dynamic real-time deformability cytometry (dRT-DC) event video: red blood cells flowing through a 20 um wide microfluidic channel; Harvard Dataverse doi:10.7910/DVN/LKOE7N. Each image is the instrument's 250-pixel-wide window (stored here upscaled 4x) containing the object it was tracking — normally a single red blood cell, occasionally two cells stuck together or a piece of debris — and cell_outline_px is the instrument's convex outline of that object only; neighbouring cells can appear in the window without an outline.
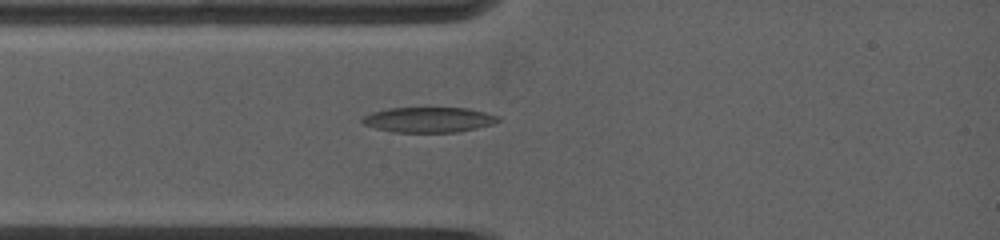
{"species": "common noctule bat (a hibernating species)", "species_latin": "Nyctalus noctula", "temperature_condition": "warm", "stored_images_in_passage": 30, "camera_frame_rate_fps": 5000, "um_per_image_px": 0.085, "animal": {"sex": "female", "body_mass_g": 19.0, "forearm_length_mm": 53.3}, "frame": {"image": 1, "passage_image": 3, "time_ms": 1.4, "image_size_px": [1000, 240], "cell_outline_px": [[500, 120], [492, 124], [476, 128], [456, 132], [392, 132], [376, 128], [364, 124], [360, 120], [364, 116], [372, 112], [388, 108], [468, 108], [500, 116]], "centroid_in_image_um": [36.44, 10.17], "position_along_channel_um": 48.6, "area_um2": 19.88}}
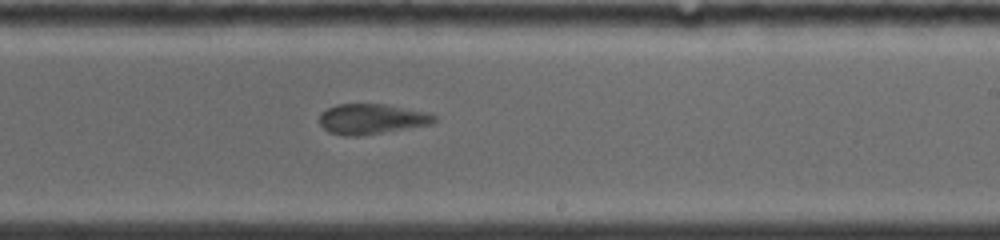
{"frame": {"image": 2, "passage_image": 11, "time_ms": 6.8, "image_size_px": [1000, 240], "cell_outline_px": [[436, 120], [432, 124], [360, 136], [344, 136], [328, 132], [320, 124], [320, 112], [336, 104], [384, 104], [428, 112], [436, 116]], "centroid_in_image_um": [31.57, 10.11], "position_along_channel_um": 257.4, "area_um2": 20.29}}
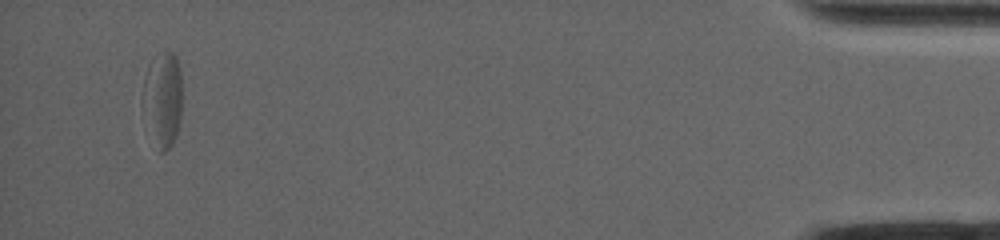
{"frame": {"image": 3, "passage_image": 26, "time_ms": 14.0, "image_size_px": [1000, 240], "cell_outline_px": [[180, 120], [176, 136], [172, 144], [164, 152], [160, 152], [140, 104], [140, 100], [144, 76], [148, 64], [152, 56], [156, 52], [164, 48], [172, 52], [176, 56], [180, 68]], "centroid_in_image_um": [13.79, 8.29], "position_along_channel_um": 421.4, "area_um2": 22.2}, "authors_computed_cell_mechanics": {"area_um2": 21.8484, "velocity_mm_per_s": 3.8721, "shape_relaxation_time_tau1_ms": 10.3615, "shape_relaxation_time_tau2_ms": 1.3904, "deformation_change_tau1": 0.227, "deformation_change_tau2": 0.0711}}